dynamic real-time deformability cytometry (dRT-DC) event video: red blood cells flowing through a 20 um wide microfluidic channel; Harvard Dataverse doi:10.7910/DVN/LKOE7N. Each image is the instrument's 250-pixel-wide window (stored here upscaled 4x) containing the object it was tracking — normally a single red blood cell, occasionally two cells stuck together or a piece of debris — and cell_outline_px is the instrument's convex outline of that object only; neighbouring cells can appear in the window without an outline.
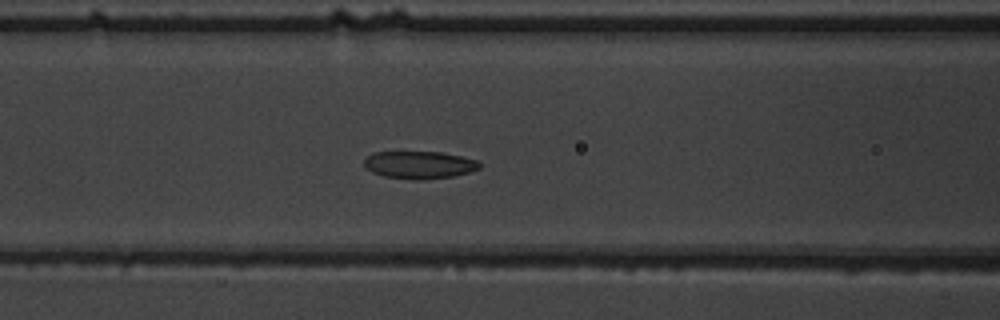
{"species": "common noctule bat (a hibernating species)", "species_latin": "Nyctalus noctula", "temperature_condition": "warm", "stored_images_in_passage": 32, "camera_frame_rate_fps": 3000, "um_per_image_px": 0.085, "animal": {"sex": "male", "body_mass_g": 19.5, "forearm_length_mm": 54.6}, "frame": {"image": 1, "passage_image": 12, "time_ms": 3.667, "image_size_px": [1000, 320], "cell_outline_px": [[480, 168], [472, 172], [452, 176], [424, 180], [416, 180], [384, 176], [372, 172], [364, 164], [364, 160], [372, 152], [440, 152], [460, 156], [476, 160], [480, 164]], "centroid_in_image_um": [35.65, 14.02], "position_along_channel_um": 130.9, "area_um2": 18.44}}
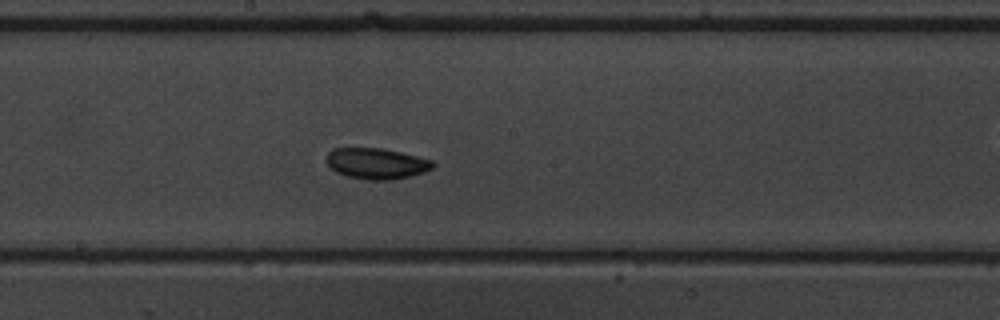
{"frame": {"image": 2, "passage_image": 19, "time_ms": 6.0, "image_size_px": [1000, 320], "cell_outline_px": [[436, 164], [432, 168], [424, 172], [412, 176], [392, 180], [368, 180], [348, 176], [336, 172], [328, 164], [328, 152], [332, 148], [380, 148], [400, 152], [432, 160]], "centroid_in_image_um": [32.03, 13.9], "position_along_channel_um": 216.2, "area_um2": 19.07}}
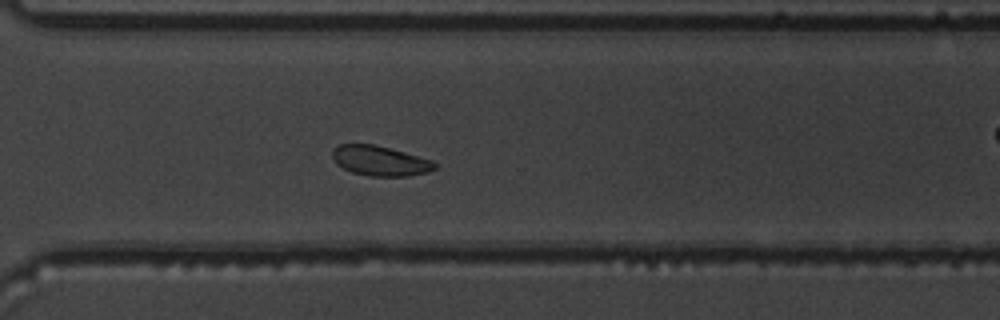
{"frame": {"image": 3, "passage_image": 29, "time_ms": 9.333, "image_size_px": [1000, 320], "cell_outline_px": [[436, 168], [428, 172], [408, 176], [368, 176], [352, 172], [336, 164], [332, 156], [332, 148], [336, 144], [376, 144], [432, 160], [436, 164]], "centroid_in_image_um": [32.27, 13.66], "position_along_channel_um": 338.3, "area_um2": 17.98}, "authors_computed_cell_mechanics": {"area_um2": 18.6983, "velocity_mm_per_s": 3.6653, "shape_relaxation_time_tau1_ms": 4.3909, "shape_relaxation_time_tau2_ms": 1.8896, "deformation_change_tau1": 0.0769, "deformation_change_tau2": 0.046}}